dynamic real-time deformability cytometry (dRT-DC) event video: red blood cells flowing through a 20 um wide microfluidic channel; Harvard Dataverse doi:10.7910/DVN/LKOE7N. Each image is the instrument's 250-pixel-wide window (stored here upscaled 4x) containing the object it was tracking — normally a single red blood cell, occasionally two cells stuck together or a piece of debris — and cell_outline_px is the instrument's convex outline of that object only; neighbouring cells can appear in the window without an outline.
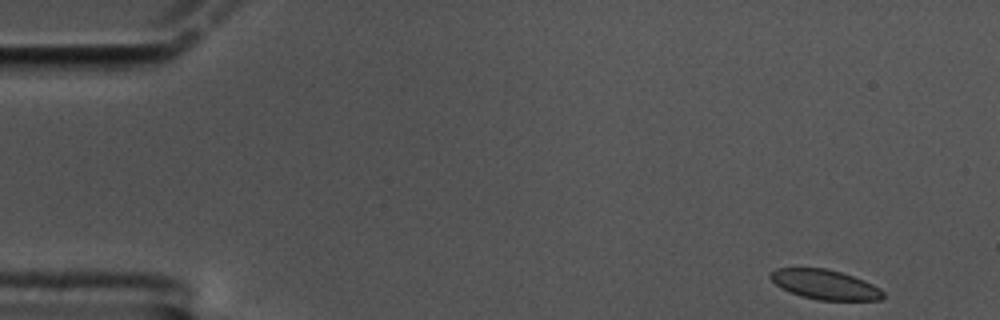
{"species": "common noctule bat (a hibernating species)", "species_latin": "Nyctalus noctula", "temperature_condition": "cold", "stored_images_in_passage": 57, "camera_frame_rate_fps": 3000, "um_per_image_px": 0.085, "animal": {"sex": "male", "body_mass_g": 17.5, "forearm_length_mm": 52.3}, "frame": {"image": 1, "passage_image": 1, "time_ms": 0.0, "image_size_px": [1000, 320], "cell_outline_px": [[884, 296], [880, 300], [816, 300], [780, 288], [768, 276], [768, 272], [776, 268], [824, 268], [840, 272], [864, 280], [880, 288], [884, 292]], "centroid_in_image_um": [70.1, 24.18], "position_along_channel_um": 14.9, "area_um2": 19.42}}
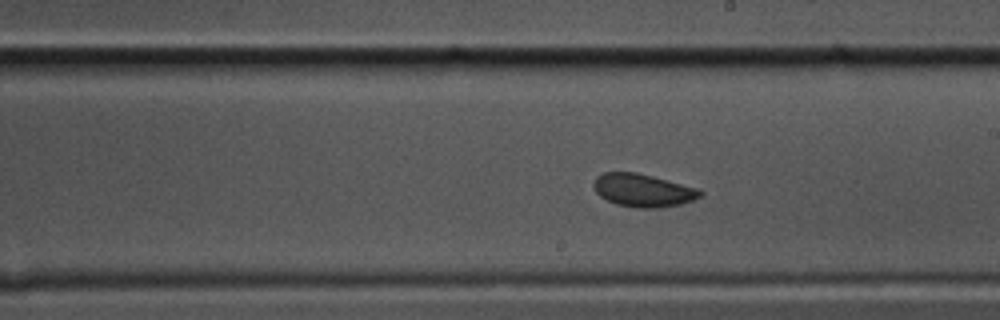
{"frame": {"image": 2, "passage_image": 31, "time_ms": 10.0, "image_size_px": [1000, 320], "cell_outline_px": [[704, 192], [700, 196], [692, 200], [680, 204], [656, 208], [636, 208], [616, 204], [600, 196], [596, 192], [592, 184], [596, 176], [604, 172], [636, 172], [700, 188]], "centroid_in_image_um": [54.65, 16.17], "position_along_channel_um": 234.4, "area_um2": 20.52}}
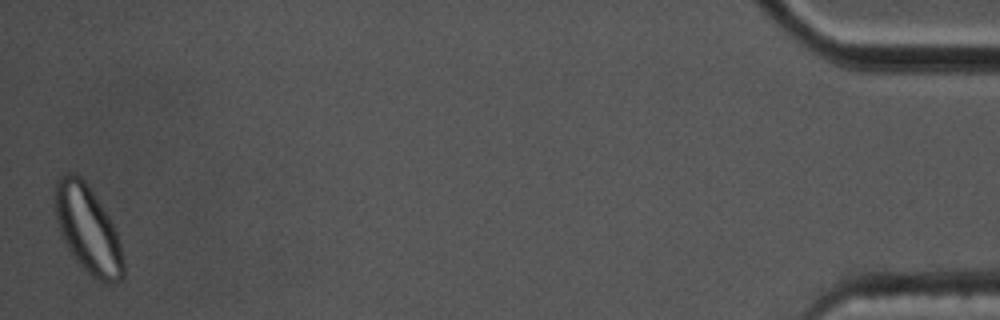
{"frame": {"image": 3, "passage_image": 57, "time_ms": 18.667, "image_size_px": [1000, 320], "cell_outline_px": [[124, 276], [120, 280], [112, 284], [108, 284], [92, 276], [76, 260], [68, 248], [60, 232], [56, 220], [56, 180], [64, 172], [76, 172], [84, 180], [108, 216], [116, 232], [120, 244], [124, 264]], "centroid_in_image_um": [7.47, 19.5], "position_along_channel_um": 427.7, "area_um2": 34.22}, "authors_computed_cell_mechanics": {"area_um2": 20.3456, "velocity_mm_per_s": 3.2853, "shape_relaxation_time_tau1_ms": 2.5666, "shape_relaxation_time_tau2_ms": 9.4755, "deformation_change_tau1": 0.0664, "deformation_change_tau2": 0.0795}}